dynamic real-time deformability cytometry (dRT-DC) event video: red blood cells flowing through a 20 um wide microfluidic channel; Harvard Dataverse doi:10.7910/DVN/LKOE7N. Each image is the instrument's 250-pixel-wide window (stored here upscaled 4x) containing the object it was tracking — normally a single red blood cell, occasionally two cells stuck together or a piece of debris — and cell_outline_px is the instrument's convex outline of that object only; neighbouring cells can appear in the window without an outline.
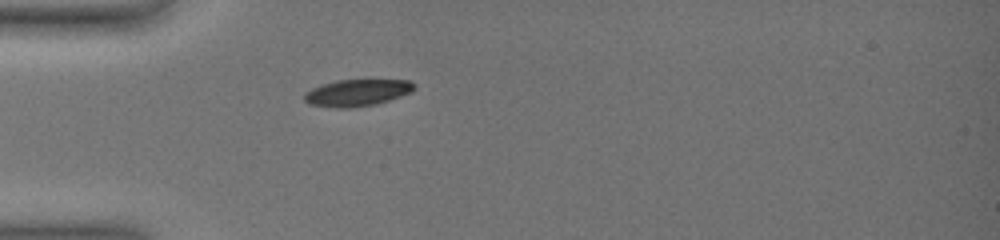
{"species": "common noctule bat (a hibernating species)", "species_latin": "Nyctalus noctula", "temperature_condition": "warm", "stored_images_in_passage": 57, "camera_frame_rate_fps": 3000, "um_per_image_px": 0.085, "animal": {"sex": "female", "body_mass_g": 19.0, "forearm_length_mm": 51.5}, "frame": {"image": 1, "passage_image": 1, "time_ms": 0.0, "image_size_px": [1000, 240], "cell_outline_px": [[416, 88], [412, 92], [376, 104], [348, 108], [336, 108], [308, 104], [304, 100], [304, 92], [312, 88], [336, 80], [408, 80], [416, 84]], "centroid_in_image_um": [30.35, 7.88], "position_along_channel_um": 54.6, "area_um2": 17.17}}
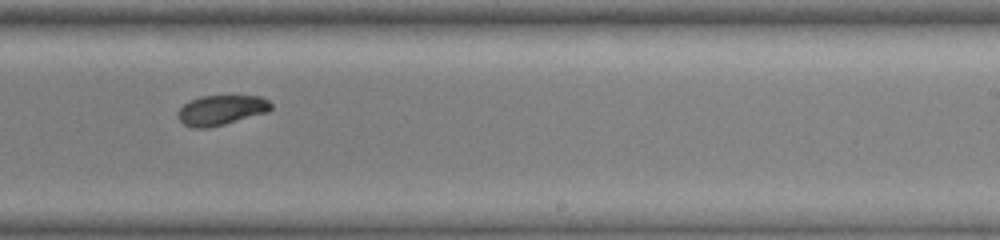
{"frame": {"image": 2, "passage_image": 30, "time_ms": 6.333, "image_size_px": [1000, 240], "cell_outline_px": [[272, 108], [268, 112], [224, 124], [208, 128], [192, 128], [184, 124], [176, 116], [176, 112], [184, 104], [200, 96], [260, 96], [268, 100], [272, 104]], "centroid_in_image_um": [18.79, 9.36], "position_along_channel_um": 270.2, "area_um2": 16.24}}
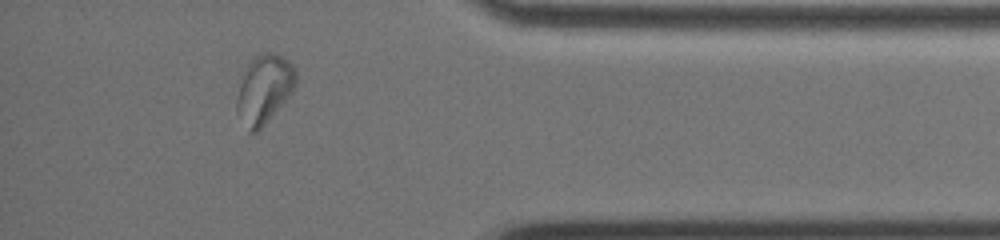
{"frame": {"image": 3, "passage_image": 50, "time_ms": 10.667, "image_size_px": [1000, 240], "cell_outline_px": [[296, 80], [292, 92], [264, 124], [256, 132], [248, 132], [236, 112], [236, 100], [240, 76], [244, 68], [256, 56], [264, 52], [272, 52], [284, 56], [292, 64], [296, 72]], "centroid_in_image_um": [22.42, 7.55], "position_along_channel_um": 412.8, "area_um2": 23.7}, "authors_computed_cell_mechanics": {"area_um2": 17.8024, "velocity_mm_per_s": 3.5801, "shape_relaxation_time_tau1_ms": 6.2424, "shape_relaxation_time_tau2_ms": 3.8567, "deformation_change_tau1": 0.1288, "deformation_change_tau2": 0.0644}}